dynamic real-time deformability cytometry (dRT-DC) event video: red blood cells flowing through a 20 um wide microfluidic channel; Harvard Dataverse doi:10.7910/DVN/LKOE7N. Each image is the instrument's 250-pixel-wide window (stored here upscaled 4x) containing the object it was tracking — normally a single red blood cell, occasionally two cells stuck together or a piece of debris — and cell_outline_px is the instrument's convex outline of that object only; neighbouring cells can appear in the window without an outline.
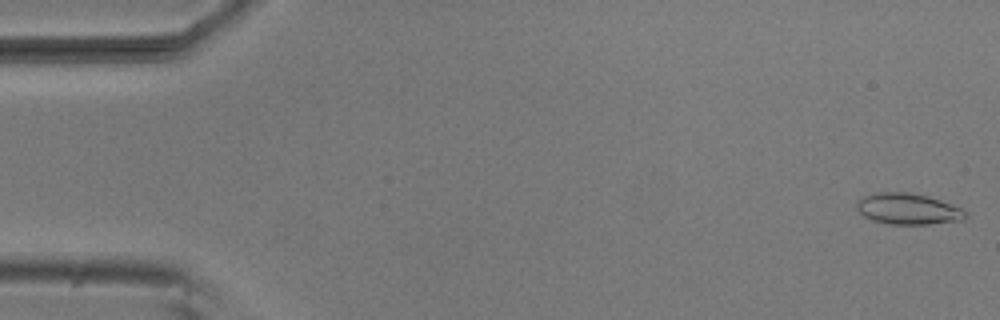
{"species": "common noctule bat (a hibernating species)", "species_latin": "Nyctalus noctula", "temperature_condition": "room temperature", "stored_images_in_passage": 6, "camera_frame_rate_fps": 3000, "um_per_image_px": 0.085, "animal": {"sex": "male", "body_mass_g": 20.5, "forearm_length_mm": 52.5}, "frame": {"image": 1, "passage_image": 1, "time_ms": 0.0, "image_size_px": [1000, 320], "cell_outline_px": [[968, 216], [960, 220], [928, 224], [888, 224], [872, 220], [864, 216], [856, 208], [856, 200], [860, 196], [876, 192], [908, 192], [928, 196], [940, 200], [960, 208], [968, 212]], "centroid_in_image_um": [77.13, 17.74], "position_along_channel_um": 7.9, "area_um2": 19.83}}
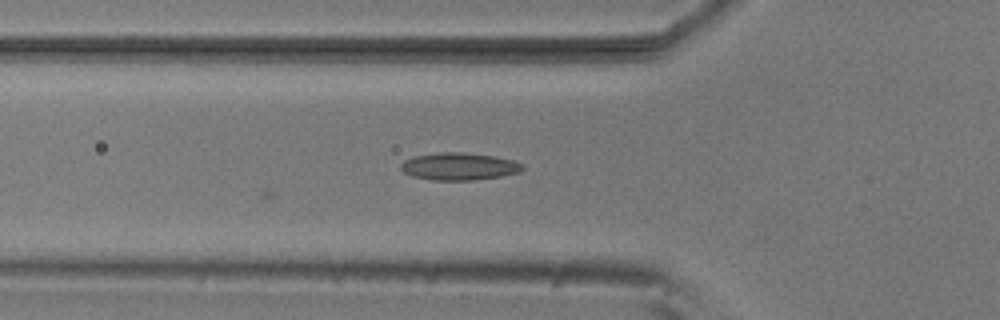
{"frame": {"image": 2, "passage_image": 6, "time_ms": 1.667, "image_size_px": [1000, 320], "cell_outline_px": [[524, 168], [520, 172], [500, 176], [472, 180], [432, 180], [412, 176], [404, 172], [400, 168], [400, 164], [404, 160], [412, 156], [440, 152], [460, 152], [496, 156], [512, 160], [524, 164]], "centroid_in_image_um": [39.01, 14.14], "position_along_channel_um": 86.8, "area_um2": 19.48}}